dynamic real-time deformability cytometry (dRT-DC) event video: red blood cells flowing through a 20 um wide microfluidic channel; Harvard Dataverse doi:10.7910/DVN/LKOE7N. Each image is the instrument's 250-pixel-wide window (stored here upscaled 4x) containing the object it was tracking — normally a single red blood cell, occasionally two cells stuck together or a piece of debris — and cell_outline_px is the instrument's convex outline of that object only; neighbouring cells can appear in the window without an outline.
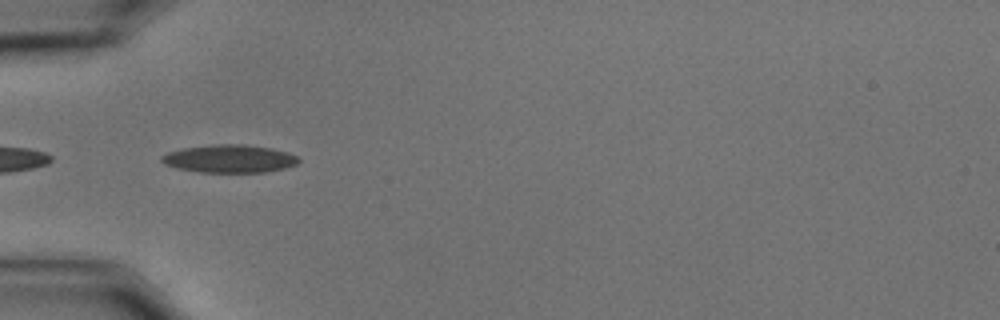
{"species": "common noctule bat (a hibernating species)", "species_latin": "Nyctalus noctula", "temperature_condition": "cold", "stored_images_in_passage": 3, "camera_frame_rate_fps": 3000, "um_per_image_px": 0.085, "animal": {"sex": "male", "body_mass_g": 15.6}, "frame": {"image": 1, "passage_image": 1, "time_ms": 0.0, "image_size_px": [1000, 320], "cell_outline_px": [[300, 160], [296, 164], [284, 168], [264, 172], [200, 172], [176, 168], [164, 164], [160, 160], [160, 156], [168, 152], [184, 148], [216, 144], [244, 144], [272, 148], [288, 152], [296, 156]], "centroid_in_image_um": [19.48, 13.49], "position_along_channel_um": 65.5, "area_um2": 22.25}}